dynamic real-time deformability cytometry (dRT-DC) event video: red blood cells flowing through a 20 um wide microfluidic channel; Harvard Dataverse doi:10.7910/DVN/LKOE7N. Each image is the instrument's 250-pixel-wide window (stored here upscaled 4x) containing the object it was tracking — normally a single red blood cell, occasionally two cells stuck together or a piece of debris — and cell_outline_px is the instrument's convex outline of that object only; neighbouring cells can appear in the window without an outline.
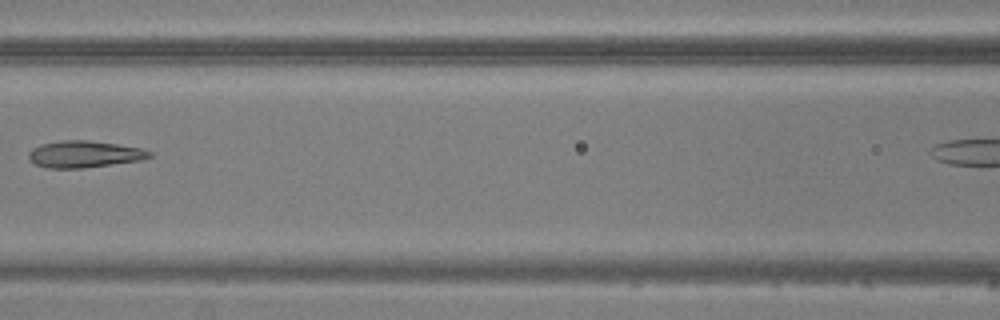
{"species": "common noctule bat (a hibernating species)", "species_latin": "Nyctalus noctula", "temperature_condition": "warm", "stored_images_in_passage": 6, "camera_frame_rate_fps": 3000, "um_per_image_px": 0.085, "animal": {"sex": "male", "body_mass_g": 20.5, "forearm_length_mm": 52.5}, "frame": {"image": 1, "passage_image": 6, "time_ms": 7.0, "image_size_px": [1000, 320], "cell_outline_px": [[152, 156], [140, 160], [80, 168], [48, 168], [36, 164], [28, 160], [28, 152], [32, 148], [40, 144], [60, 140], [84, 140], [116, 144], [140, 148], [152, 152]], "centroid_in_image_um": [7.1, 13.1], "position_along_channel_um": 159.5, "area_um2": 18.67}}